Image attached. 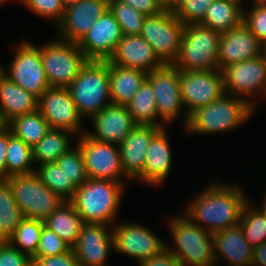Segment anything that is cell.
<instances>
[{
    "label": "cell",
    "instance_id": "obj_27",
    "mask_svg": "<svg viewBox=\"0 0 266 266\" xmlns=\"http://www.w3.org/2000/svg\"><path fill=\"white\" fill-rule=\"evenodd\" d=\"M146 76L147 73L144 71L109 62L111 103L126 106L132 100Z\"/></svg>",
    "mask_w": 266,
    "mask_h": 266
},
{
    "label": "cell",
    "instance_id": "obj_39",
    "mask_svg": "<svg viewBox=\"0 0 266 266\" xmlns=\"http://www.w3.org/2000/svg\"><path fill=\"white\" fill-rule=\"evenodd\" d=\"M214 0H181L173 10L175 17L184 25L199 24Z\"/></svg>",
    "mask_w": 266,
    "mask_h": 266
},
{
    "label": "cell",
    "instance_id": "obj_47",
    "mask_svg": "<svg viewBox=\"0 0 266 266\" xmlns=\"http://www.w3.org/2000/svg\"><path fill=\"white\" fill-rule=\"evenodd\" d=\"M22 211L17 205L12 189L6 180H0V212Z\"/></svg>",
    "mask_w": 266,
    "mask_h": 266
},
{
    "label": "cell",
    "instance_id": "obj_55",
    "mask_svg": "<svg viewBox=\"0 0 266 266\" xmlns=\"http://www.w3.org/2000/svg\"><path fill=\"white\" fill-rule=\"evenodd\" d=\"M253 6H266V0H252Z\"/></svg>",
    "mask_w": 266,
    "mask_h": 266
},
{
    "label": "cell",
    "instance_id": "obj_54",
    "mask_svg": "<svg viewBox=\"0 0 266 266\" xmlns=\"http://www.w3.org/2000/svg\"><path fill=\"white\" fill-rule=\"evenodd\" d=\"M265 197L263 198L264 200V202H263V204L261 205V208H260V206L259 207H257V209L264 215V217L266 218V195H264Z\"/></svg>",
    "mask_w": 266,
    "mask_h": 266
},
{
    "label": "cell",
    "instance_id": "obj_24",
    "mask_svg": "<svg viewBox=\"0 0 266 266\" xmlns=\"http://www.w3.org/2000/svg\"><path fill=\"white\" fill-rule=\"evenodd\" d=\"M167 128H162L150 141L142 172L134 179L148 185H160L167 178L172 165V151Z\"/></svg>",
    "mask_w": 266,
    "mask_h": 266
},
{
    "label": "cell",
    "instance_id": "obj_56",
    "mask_svg": "<svg viewBox=\"0 0 266 266\" xmlns=\"http://www.w3.org/2000/svg\"><path fill=\"white\" fill-rule=\"evenodd\" d=\"M261 56L266 64V42L262 44Z\"/></svg>",
    "mask_w": 266,
    "mask_h": 266
},
{
    "label": "cell",
    "instance_id": "obj_6",
    "mask_svg": "<svg viewBox=\"0 0 266 266\" xmlns=\"http://www.w3.org/2000/svg\"><path fill=\"white\" fill-rule=\"evenodd\" d=\"M221 33L201 24L185 25L180 50L173 62L180 71L219 69Z\"/></svg>",
    "mask_w": 266,
    "mask_h": 266
},
{
    "label": "cell",
    "instance_id": "obj_10",
    "mask_svg": "<svg viewBox=\"0 0 266 266\" xmlns=\"http://www.w3.org/2000/svg\"><path fill=\"white\" fill-rule=\"evenodd\" d=\"M146 78L150 81L153 89L161 128L173 125V122L182 112L184 113L183 124L185 129L189 116L183 107L180 91V70L172 64H164L161 68L147 73Z\"/></svg>",
    "mask_w": 266,
    "mask_h": 266
},
{
    "label": "cell",
    "instance_id": "obj_48",
    "mask_svg": "<svg viewBox=\"0 0 266 266\" xmlns=\"http://www.w3.org/2000/svg\"><path fill=\"white\" fill-rule=\"evenodd\" d=\"M139 266H183L175 255L166 248L158 255L142 261Z\"/></svg>",
    "mask_w": 266,
    "mask_h": 266
},
{
    "label": "cell",
    "instance_id": "obj_40",
    "mask_svg": "<svg viewBox=\"0 0 266 266\" xmlns=\"http://www.w3.org/2000/svg\"><path fill=\"white\" fill-rule=\"evenodd\" d=\"M70 249L71 247L54 231L43 225L36 254L33 257L57 256L68 252Z\"/></svg>",
    "mask_w": 266,
    "mask_h": 266
},
{
    "label": "cell",
    "instance_id": "obj_33",
    "mask_svg": "<svg viewBox=\"0 0 266 266\" xmlns=\"http://www.w3.org/2000/svg\"><path fill=\"white\" fill-rule=\"evenodd\" d=\"M8 127L12 134L30 147L35 146L50 129L48 122L38 109L14 118L9 122Z\"/></svg>",
    "mask_w": 266,
    "mask_h": 266
},
{
    "label": "cell",
    "instance_id": "obj_45",
    "mask_svg": "<svg viewBox=\"0 0 266 266\" xmlns=\"http://www.w3.org/2000/svg\"><path fill=\"white\" fill-rule=\"evenodd\" d=\"M34 266H80L75 258L72 248L57 256L32 257Z\"/></svg>",
    "mask_w": 266,
    "mask_h": 266
},
{
    "label": "cell",
    "instance_id": "obj_7",
    "mask_svg": "<svg viewBox=\"0 0 266 266\" xmlns=\"http://www.w3.org/2000/svg\"><path fill=\"white\" fill-rule=\"evenodd\" d=\"M56 39L40 45V57L49 86L67 88L88 59L77 43Z\"/></svg>",
    "mask_w": 266,
    "mask_h": 266
},
{
    "label": "cell",
    "instance_id": "obj_31",
    "mask_svg": "<svg viewBox=\"0 0 266 266\" xmlns=\"http://www.w3.org/2000/svg\"><path fill=\"white\" fill-rule=\"evenodd\" d=\"M126 107L137 124L153 125L161 128L155 96L151 83L147 78L141 83L138 91Z\"/></svg>",
    "mask_w": 266,
    "mask_h": 266
},
{
    "label": "cell",
    "instance_id": "obj_58",
    "mask_svg": "<svg viewBox=\"0 0 266 266\" xmlns=\"http://www.w3.org/2000/svg\"><path fill=\"white\" fill-rule=\"evenodd\" d=\"M2 63H0V78L4 75V68L2 67Z\"/></svg>",
    "mask_w": 266,
    "mask_h": 266
},
{
    "label": "cell",
    "instance_id": "obj_22",
    "mask_svg": "<svg viewBox=\"0 0 266 266\" xmlns=\"http://www.w3.org/2000/svg\"><path fill=\"white\" fill-rule=\"evenodd\" d=\"M108 61L111 64L141 70L145 73L164 65L150 44L140 35H123L115 53Z\"/></svg>",
    "mask_w": 266,
    "mask_h": 266
},
{
    "label": "cell",
    "instance_id": "obj_38",
    "mask_svg": "<svg viewBox=\"0 0 266 266\" xmlns=\"http://www.w3.org/2000/svg\"><path fill=\"white\" fill-rule=\"evenodd\" d=\"M67 153L62 155L55 163L63 169L66 178L77 188L88 180L83 155L80 148L74 144Z\"/></svg>",
    "mask_w": 266,
    "mask_h": 266
},
{
    "label": "cell",
    "instance_id": "obj_28",
    "mask_svg": "<svg viewBox=\"0 0 266 266\" xmlns=\"http://www.w3.org/2000/svg\"><path fill=\"white\" fill-rule=\"evenodd\" d=\"M83 224L81 216L69 201H64L44 221V225L71 248L76 244Z\"/></svg>",
    "mask_w": 266,
    "mask_h": 266
},
{
    "label": "cell",
    "instance_id": "obj_1",
    "mask_svg": "<svg viewBox=\"0 0 266 266\" xmlns=\"http://www.w3.org/2000/svg\"><path fill=\"white\" fill-rule=\"evenodd\" d=\"M203 189L186 205L184 215L210 233L239 225L249 200L241 186L214 181Z\"/></svg>",
    "mask_w": 266,
    "mask_h": 266
},
{
    "label": "cell",
    "instance_id": "obj_36",
    "mask_svg": "<svg viewBox=\"0 0 266 266\" xmlns=\"http://www.w3.org/2000/svg\"><path fill=\"white\" fill-rule=\"evenodd\" d=\"M250 203L249 198L242 210L239 226L250 245L255 248L266 242V218Z\"/></svg>",
    "mask_w": 266,
    "mask_h": 266
},
{
    "label": "cell",
    "instance_id": "obj_51",
    "mask_svg": "<svg viewBox=\"0 0 266 266\" xmlns=\"http://www.w3.org/2000/svg\"><path fill=\"white\" fill-rule=\"evenodd\" d=\"M164 10H174L181 0H157Z\"/></svg>",
    "mask_w": 266,
    "mask_h": 266
},
{
    "label": "cell",
    "instance_id": "obj_3",
    "mask_svg": "<svg viewBox=\"0 0 266 266\" xmlns=\"http://www.w3.org/2000/svg\"><path fill=\"white\" fill-rule=\"evenodd\" d=\"M256 110L246 99L225 93L217 101L194 111L184 130L197 135L229 133L251 119Z\"/></svg>",
    "mask_w": 266,
    "mask_h": 266
},
{
    "label": "cell",
    "instance_id": "obj_46",
    "mask_svg": "<svg viewBox=\"0 0 266 266\" xmlns=\"http://www.w3.org/2000/svg\"><path fill=\"white\" fill-rule=\"evenodd\" d=\"M119 2L126 3L131 7L135 8L138 12L145 16L158 15L164 9L157 0H117Z\"/></svg>",
    "mask_w": 266,
    "mask_h": 266
},
{
    "label": "cell",
    "instance_id": "obj_20",
    "mask_svg": "<svg viewBox=\"0 0 266 266\" xmlns=\"http://www.w3.org/2000/svg\"><path fill=\"white\" fill-rule=\"evenodd\" d=\"M93 130L87 128L85 133L92 139L120 145L137 125L125 105L110 103L90 120Z\"/></svg>",
    "mask_w": 266,
    "mask_h": 266
},
{
    "label": "cell",
    "instance_id": "obj_14",
    "mask_svg": "<svg viewBox=\"0 0 266 266\" xmlns=\"http://www.w3.org/2000/svg\"><path fill=\"white\" fill-rule=\"evenodd\" d=\"M112 235L115 253L128 255L138 264L166 248V242L154 231L135 221H117L112 226Z\"/></svg>",
    "mask_w": 266,
    "mask_h": 266
},
{
    "label": "cell",
    "instance_id": "obj_17",
    "mask_svg": "<svg viewBox=\"0 0 266 266\" xmlns=\"http://www.w3.org/2000/svg\"><path fill=\"white\" fill-rule=\"evenodd\" d=\"M122 36L120 25L108 8L77 44L88 60L108 61Z\"/></svg>",
    "mask_w": 266,
    "mask_h": 266
},
{
    "label": "cell",
    "instance_id": "obj_60",
    "mask_svg": "<svg viewBox=\"0 0 266 266\" xmlns=\"http://www.w3.org/2000/svg\"><path fill=\"white\" fill-rule=\"evenodd\" d=\"M5 243V240L0 236V247Z\"/></svg>",
    "mask_w": 266,
    "mask_h": 266
},
{
    "label": "cell",
    "instance_id": "obj_34",
    "mask_svg": "<svg viewBox=\"0 0 266 266\" xmlns=\"http://www.w3.org/2000/svg\"><path fill=\"white\" fill-rule=\"evenodd\" d=\"M35 173L45 186L64 201H70L73 198L76 187L66 178L63 169H60L55 162L37 165Z\"/></svg>",
    "mask_w": 266,
    "mask_h": 266
},
{
    "label": "cell",
    "instance_id": "obj_26",
    "mask_svg": "<svg viewBox=\"0 0 266 266\" xmlns=\"http://www.w3.org/2000/svg\"><path fill=\"white\" fill-rule=\"evenodd\" d=\"M38 109V98L13 83L7 76L0 78V110L9 123Z\"/></svg>",
    "mask_w": 266,
    "mask_h": 266
},
{
    "label": "cell",
    "instance_id": "obj_13",
    "mask_svg": "<svg viewBox=\"0 0 266 266\" xmlns=\"http://www.w3.org/2000/svg\"><path fill=\"white\" fill-rule=\"evenodd\" d=\"M76 139L75 144L83 155L88 178L119 183H127V180H130L122 169L118 145L96 141L86 133Z\"/></svg>",
    "mask_w": 266,
    "mask_h": 266
},
{
    "label": "cell",
    "instance_id": "obj_35",
    "mask_svg": "<svg viewBox=\"0 0 266 266\" xmlns=\"http://www.w3.org/2000/svg\"><path fill=\"white\" fill-rule=\"evenodd\" d=\"M43 225L42 221L24 218L8 242L32 258L36 254Z\"/></svg>",
    "mask_w": 266,
    "mask_h": 266
},
{
    "label": "cell",
    "instance_id": "obj_18",
    "mask_svg": "<svg viewBox=\"0 0 266 266\" xmlns=\"http://www.w3.org/2000/svg\"><path fill=\"white\" fill-rule=\"evenodd\" d=\"M72 250L80 266H106L114 251L112 226L84 223Z\"/></svg>",
    "mask_w": 266,
    "mask_h": 266
},
{
    "label": "cell",
    "instance_id": "obj_42",
    "mask_svg": "<svg viewBox=\"0 0 266 266\" xmlns=\"http://www.w3.org/2000/svg\"><path fill=\"white\" fill-rule=\"evenodd\" d=\"M243 23L262 44L266 42V6L243 10Z\"/></svg>",
    "mask_w": 266,
    "mask_h": 266
},
{
    "label": "cell",
    "instance_id": "obj_23",
    "mask_svg": "<svg viewBox=\"0 0 266 266\" xmlns=\"http://www.w3.org/2000/svg\"><path fill=\"white\" fill-rule=\"evenodd\" d=\"M161 129L137 124L119 145L122 169L130 181L142 172L150 141Z\"/></svg>",
    "mask_w": 266,
    "mask_h": 266
},
{
    "label": "cell",
    "instance_id": "obj_57",
    "mask_svg": "<svg viewBox=\"0 0 266 266\" xmlns=\"http://www.w3.org/2000/svg\"><path fill=\"white\" fill-rule=\"evenodd\" d=\"M9 2L10 0H0V6H2V4L4 5V3ZM18 2H20L21 4H24L26 0H17Z\"/></svg>",
    "mask_w": 266,
    "mask_h": 266
},
{
    "label": "cell",
    "instance_id": "obj_2",
    "mask_svg": "<svg viewBox=\"0 0 266 266\" xmlns=\"http://www.w3.org/2000/svg\"><path fill=\"white\" fill-rule=\"evenodd\" d=\"M126 186L127 183L88 178L76 188L69 202L75 207L84 223L113 226L119 221L116 217Z\"/></svg>",
    "mask_w": 266,
    "mask_h": 266
},
{
    "label": "cell",
    "instance_id": "obj_53",
    "mask_svg": "<svg viewBox=\"0 0 266 266\" xmlns=\"http://www.w3.org/2000/svg\"><path fill=\"white\" fill-rule=\"evenodd\" d=\"M60 1L62 3L63 7L67 8L69 6L76 4L79 0H60Z\"/></svg>",
    "mask_w": 266,
    "mask_h": 266
},
{
    "label": "cell",
    "instance_id": "obj_59",
    "mask_svg": "<svg viewBox=\"0 0 266 266\" xmlns=\"http://www.w3.org/2000/svg\"><path fill=\"white\" fill-rule=\"evenodd\" d=\"M231 1L236 2V3H238V4L241 3V6H242V1L245 2V0H231Z\"/></svg>",
    "mask_w": 266,
    "mask_h": 266
},
{
    "label": "cell",
    "instance_id": "obj_12",
    "mask_svg": "<svg viewBox=\"0 0 266 266\" xmlns=\"http://www.w3.org/2000/svg\"><path fill=\"white\" fill-rule=\"evenodd\" d=\"M221 72L227 94L246 99L256 109L260 105L258 97L266 99V65L262 56L230 64Z\"/></svg>",
    "mask_w": 266,
    "mask_h": 266
},
{
    "label": "cell",
    "instance_id": "obj_16",
    "mask_svg": "<svg viewBox=\"0 0 266 266\" xmlns=\"http://www.w3.org/2000/svg\"><path fill=\"white\" fill-rule=\"evenodd\" d=\"M38 110L51 129L65 130L77 137L86 131L81 126L84 120L79 116L76 105L67 88H48L38 98Z\"/></svg>",
    "mask_w": 266,
    "mask_h": 266
},
{
    "label": "cell",
    "instance_id": "obj_15",
    "mask_svg": "<svg viewBox=\"0 0 266 266\" xmlns=\"http://www.w3.org/2000/svg\"><path fill=\"white\" fill-rule=\"evenodd\" d=\"M180 91L184 110L190 116L226 93L222 72L219 69L180 71Z\"/></svg>",
    "mask_w": 266,
    "mask_h": 266
},
{
    "label": "cell",
    "instance_id": "obj_37",
    "mask_svg": "<svg viewBox=\"0 0 266 266\" xmlns=\"http://www.w3.org/2000/svg\"><path fill=\"white\" fill-rule=\"evenodd\" d=\"M109 9L120 25L123 35H140L145 15L117 0H109Z\"/></svg>",
    "mask_w": 266,
    "mask_h": 266
},
{
    "label": "cell",
    "instance_id": "obj_41",
    "mask_svg": "<svg viewBox=\"0 0 266 266\" xmlns=\"http://www.w3.org/2000/svg\"><path fill=\"white\" fill-rule=\"evenodd\" d=\"M23 5L41 18L54 20L55 27L64 16L65 8L60 0H26Z\"/></svg>",
    "mask_w": 266,
    "mask_h": 266
},
{
    "label": "cell",
    "instance_id": "obj_43",
    "mask_svg": "<svg viewBox=\"0 0 266 266\" xmlns=\"http://www.w3.org/2000/svg\"><path fill=\"white\" fill-rule=\"evenodd\" d=\"M32 258L14 248L8 241L0 247V266H31Z\"/></svg>",
    "mask_w": 266,
    "mask_h": 266
},
{
    "label": "cell",
    "instance_id": "obj_25",
    "mask_svg": "<svg viewBox=\"0 0 266 266\" xmlns=\"http://www.w3.org/2000/svg\"><path fill=\"white\" fill-rule=\"evenodd\" d=\"M212 238L216 265L223 258L227 266H252L254 248L239 225L213 232Z\"/></svg>",
    "mask_w": 266,
    "mask_h": 266
},
{
    "label": "cell",
    "instance_id": "obj_8",
    "mask_svg": "<svg viewBox=\"0 0 266 266\" xmlns=\"http://www.w3.org/2000/svg\"><path fill=\"white\" fill-rule=\"evenodd\" d=\"M17 205L30 218L44 222L63 202L57 194L45 186L35 172L16 174L6 180Z\"/></svg>",
    "mask_w": 266,
    "mask_h": 266
},
{
    "label": "cell",
    "instance_id": "obj_4",
    "mask_svg": "<svg viewBox=\"0 0 266 266\" xmlns=\"http://www.w3.org/2000/svg\"><path fill=\"white\" fill-rule=\"evenodd\" d=\"M67 89L79 116L93 118L111 103L109 61L88 60Z\"/></svg>",
    "mask_w": 266,
    "mask_h": 266
},
{
    "label": "cell",
    "instance_id": "obj_49",
    "mask_svg": "<svg viewBox=\"0 0 266 266\" xmlns=\"http://www.w3.org/2000/svg\"><path fill=\"white\" fill-rule=\"evenodd\" d=\"M8 145V128L0 132V180H7L6 149Z\"/></svg>",
    "mask_w": 266,
    "mask_h": 266
},
{
    "label": "cell",
    "instance_id": "obj_21",
    "mask_svg": "<svg viewBox=\"0 0 266 266\" xmlns=\"http://www.w3.org/2000/svg\"><path fill=\"white\" fill-rule=\"evenodd\" d=\"M262 43L242 22L234 29L221 33L218 64L219 70L245 60L261 56Z\"/></svg>",
    "mask_w": 266,
    "mask_h": 266
},
{
    "label": "cell",
    "instance_id": "obj_52",
    "mask_svg": "<svg viewBox=\"0 0 266 266\" xmlns=\"http://www.w3.org/2000/svg\"><path fill=\"white\" fill-rule=\"evenodd\" d=\"M8 124L9 123L6 121V119L3 116V113L0 110V132L6 130L8 128Z\"/></svg>",
    "mask_w": 266,
    "mask_h": 266
},
{
    "label": "cell",
    "instance_id": "obj_30",
    "mask_svg": "<svg viewBox=\"0 0 266 266\" xmlns=\"http://www.w3.org/2000/svg\"><path fill=\"white\" fill-rule=\"evenodd\" d=\"M76 136L68 131L49 129L46 135L32 147L34 164L55 162L67 153L71 147V138Z\"/></svg>",
    "mask_w": 266,
    "mask_h": 266
},
{
    "label": "cell",
    "instance_id": "obj_29",
    "mask_svg": "<svg viewBox=\"0 0 266 266\" xmlns=\"http://www.w3.org/2000/svg\"><path fill=\"white\" fill-rule=\"evenodd\" d=\"M244 7L231 0H214L199 23L219 33L228 32L243 22Z\"/></svg>",
    "mask_w": 266,
    "mask_h": 266
},
{
    "label": "cell",
    "instance_id": "obj_32",
    "mask_svg": "<svg viewBox=\"0 0 266 266\" xmlns=\"http://www.w3.org/2000/svg\"><path fill=\"white\" fill-rule=\"evenodd\" d=\"M7 179L16 174L35 172L32 147L12 134L8 127V145L6 149Z\"/></svg>",
    "mask_w": 266,
    "mask_h": 266
},
{
    "label": "cell",
    "instance_id": "obj_9",
    "mask_svg": "<svg viewBox=\"0 0 266 266\" xmlns=\"http://www.w3.org/2000/svg\"><path fill=\"white\" fill-rule=\"evenodd\" d=\"M185 25L173 10H164L158 15L146 16L140 33L152 47L163 64H173L177 58Z\"/></svg>",
    "mask_w": 266,
    "mask_h": 266
},
{
    "label": "cell",
    "instance_id": "obj_19",
    "mask_svg": "<svg viewBox=\"0 0 266 266\" xmlns=\"http://www.w3.org/2000/svg\"><path fill=\"white\" fill-rule=\"evenodd\" d=\"M108 8L109 0H79L65 8L62 20L55 27L56 37L78 43Z\"/></svg>",
    "mask_w": 266,
    "mask_h": 266
},
{
    "label": "cell",
    "instance_id": "obj_44",
    "mask_svg": "<svg viewBox=\"0 0 266 266\" xmlns=\"http://www.w3.org/2000/svg\"><path fill=\"white\" fill-rule=\"evenodd\" d=\"M23 219L24 214L22 211L0 212V236L5 241H8Z\"/></svg>",
    "mask_w": 266,
    "mask_h": 266
},
{
    "label": "cell",
    "instance_id": "obj_5",
    "mask_svg": "<svg viewBox=\"0 0 266 266\" xmlns=\"http://www.w3.org/2000/svg\"><path fill=\"white\" fill-rule=\"evenodd\" d=\"M182 215L172 216L167 223L175 247L166 243V249L183 266H215L212 233Z\"/></svg>",
    "mask_w": 266,
    "mask_h": 266
},
{
    "label": "cell",
    "instance_id": "obj_11",
    "mask_svg": "<svg viewBox=\"0 0 266 266\" xmlns=\"http://www.w3.org/2000/svg\"><path fill=\"white\" fill-rule=\"evenodd\" d=\"M20 42L11 47L13 52L15 51L14 58L8 70H4V75L39 98L50 88L40 57V45H34L31 41Z\"/></svg>",
    "mask_w": 266,
    "mask_h": 266
},
{
    "label": "cell",
    "instance_id": "obj_50",
    "mask_svg": "<svg viewBox=\"0 0 266 266\" xmlns=\"http://www.w3.org/2000/svg\"><path fill=\"white\" fill-rule=\"evenodd\" d=\"M252 266H266V242L254 248Z\"/></svg>",
    "mask_w": 266,
    "mask_h": 266
}]
</instances>
